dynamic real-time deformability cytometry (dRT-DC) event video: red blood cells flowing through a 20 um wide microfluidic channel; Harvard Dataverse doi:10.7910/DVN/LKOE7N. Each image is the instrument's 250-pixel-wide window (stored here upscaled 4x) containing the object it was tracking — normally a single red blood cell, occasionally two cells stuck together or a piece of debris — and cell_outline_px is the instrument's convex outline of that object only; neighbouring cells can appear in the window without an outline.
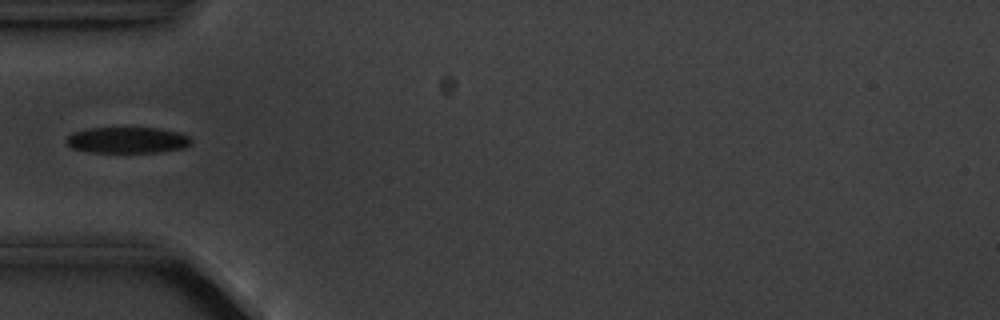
{"species": "common noctule bat (a hibernating species)", "species_latin": "Nyctalus noctula", "temperature_condition": "cold", "stored_images_in_passage": 8, "camera_frame_rate_fps": 3000, "um_per_image_px": 0.085, "animal": {"sex": "male", "body_mass_g": 20.1, "forearm_length_mm": 53.5}, "frame": {"image": 1, "passage_image": 3, "time_ms": 2.667, "image_size_px": [1000, 320], "cell_outline_px": [[192, 144], [184, 148], [156, 152], [92, 152], [72, 148], [64, 140], [72, 132], [88, 128], [160, 128], [176, 132], [188, 136], [192, 140]], "centroid_in_image_um": [10.82, 11.9], "position_along_channel_um": 74.2, "area_um2": 18.96}}